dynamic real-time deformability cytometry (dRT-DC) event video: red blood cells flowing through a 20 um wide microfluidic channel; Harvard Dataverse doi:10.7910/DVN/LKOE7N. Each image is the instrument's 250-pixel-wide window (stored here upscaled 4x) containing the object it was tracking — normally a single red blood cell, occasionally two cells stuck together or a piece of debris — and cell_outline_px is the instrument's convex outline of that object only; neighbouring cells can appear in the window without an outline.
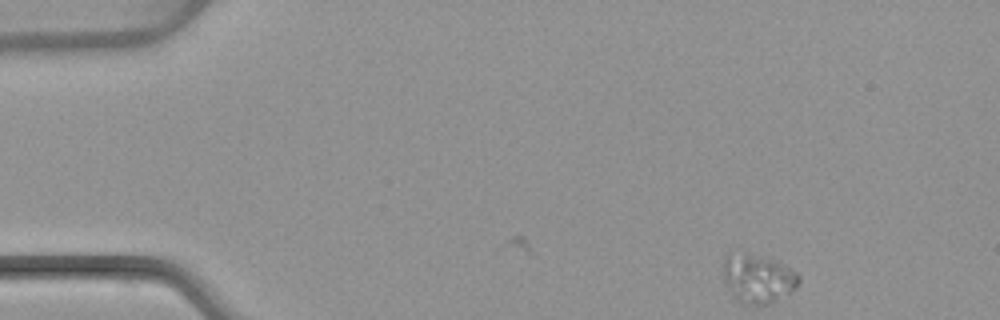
{"species": "common noctule bat (a hibernating species)", "species_latin": "Nyctalus noctula", "temperature_condition": "warm", "stored_images_in_passage": 4, "camera_frame_rate_fps": 3000, "um_per_image_px": 0.085, "animal": {"sex": "female", "body_mass_g": 22.7, "forearm_length_mm": 54.2}, "frame": {"image": 1, "passage_image": 1, "time_ms": 0.0, "image_size_px": [1000, 320], "cell_outline_px": [[800, 280], [796, 288], [792, 292], [768, 304], [744, 304], [736, 300], [732, 296], [724, 284], [724, 256], [728, 252], [736, 248], [772, 260], [796, 272], [800, 276]], "centroid_in_image_um": [64.35, 23.64], "position_along_channel_um": 20.6, "area_um2": 21.91}}
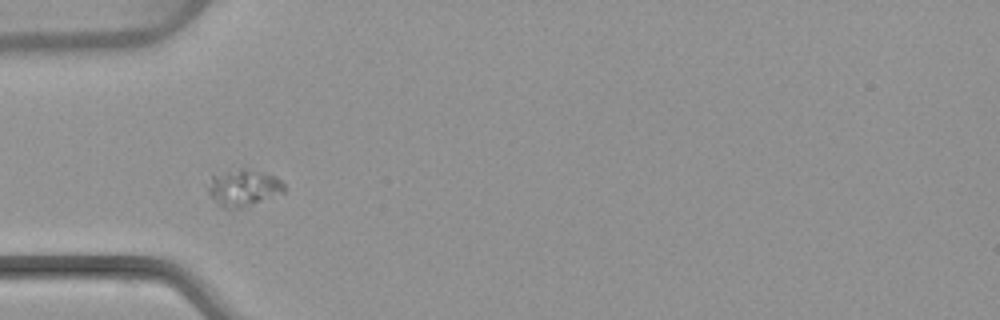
{"frame": {"image": 2, "passage_image": 4, "time_ms": 3.667, "image_size_px": [1000, 320], "cell_outline_px": [[284, 192], [240, 208], [224, 208], [216, 204], [208, 192], [204, 184], [212, 172], [240, 168], [248, 168], [264, 172], [276, 176], [284, 184]], "centroid_in_image_um": [20.58, 15.9], "position_along_channel_um": 64.4, "area_um2": 16.88}}